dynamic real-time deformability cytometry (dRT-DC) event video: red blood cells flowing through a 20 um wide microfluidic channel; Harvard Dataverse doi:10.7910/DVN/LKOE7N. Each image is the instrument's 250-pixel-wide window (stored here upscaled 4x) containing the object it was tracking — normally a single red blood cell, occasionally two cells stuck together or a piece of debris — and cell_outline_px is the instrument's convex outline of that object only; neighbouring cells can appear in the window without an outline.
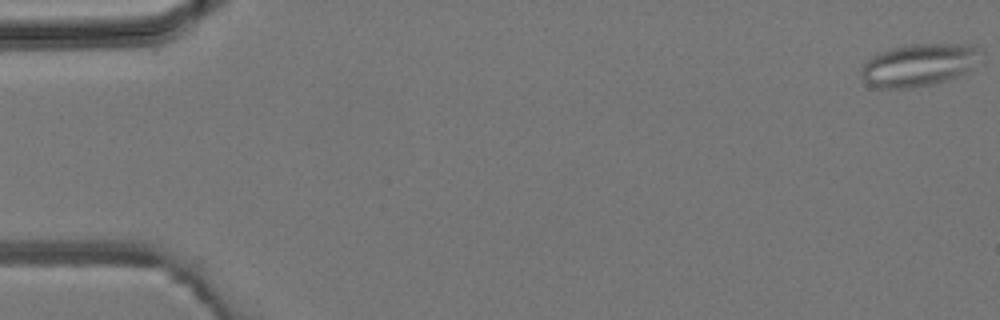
{"species": "common noctule bat (a hibernating species)", "species_latin": "Nyctalus noctula", "temperature_condition": "room temperature", "stored_images_in_passage": 4, "camera_frame_rate_fps": 3000, "um_per_image_px": 0.085, "animal": {"sex": "male", "body_mass_g": 19.2, "forearm_length_mm": 51.8}, "frame": {"image": 1, "passage_image": 1, "time_ms": 0.0, "image_size_px": [1000, 320], "cell_outline_px": [[984, 52], [964, 72], [944, 80], [912, 88], [876, 88], [868, 84], [860, 76], [860, 72], [864, 64], [868, 60], [880, 52], [892, 48], [908, 44], [972, 44], [980, 48]], "centroid_in_image_um": [78.06, 5.5], "position_along_channel_um": 6.9, "area_um2": 29.13}}